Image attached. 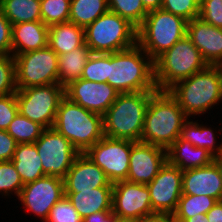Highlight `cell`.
I'll return each instance as SVG.
<instances>
[{
    "label": "cell",
    "mask_w": 222,
    "mask_h": 222,
    "mask_svg": "<svg viewBox=\"0 0 222 222\" xmlns=\"http://www.w3.org/2000/svg\"><path fill=\"white\" fill-rule=\"evenodd\" d=\"M108 84L118 93L157 91L154 61L138 44L108 54Z\"/></svg>",
    "instance_id": "1"
},
{
    "label": "cell",
    "mask_w": 222,
    "mask_h": 222,
    "mask_svg": "<svg viewBox=\"0 0 222 222\" xmlns=\"http://www.w3.org/2000/svg\"><path fill=\"white\" fill-rule=\"evenodd\" d=\"M189 117L168 91H156L150 98L141 141L168 149L179 137Z\"/></svg>",
    "instance_id": "2"
},
{
    "label": "cell",
    "mask_w": 222,
    "mask_h": 222,
    "mask_svg": "<svg viewBox=\"0 0 222 222\" xmlns=\"http://www.w3.org/2000/svg\"><path fill=\"white\" fill-rule=\"evenodd\" d=\"M168 92L189 118L206 114L222 102V66L208 65L204 70L177 82Z\"/></svg>",
    "instance_id": "3"
},
{
    "label": "cell",
    "mask_w": 222,
    "mask_h": 222,
    "mask_svg": "<svg viewBox=\"0 0 222 222\" xmlns=\"http://www.w3.org/2000/svg\"><path fill=\"white\" fill-rule=\"evenodd\" d=\"M156 91L119 93L103 115L104 136L114 139L141 141L145 113Z\"/></svg>",
    "instance_id": "4"
},
{
    "label": "cell",
    "mask_w": 222,
    "mask_h": 222,
    "mask_svg": "<svg viewBox=\"0 0 222 222\" xmlns=\"http://www.w3.org/2000/svg\"><path fill=\"white\" fill-rule=\"evenodd\" d=\"M53 128L79 153H85L104 137L103 116L86 110L66 96L60 102Z\"/></svg>",
    "instance_id": "5"
},
{
    "label": "cell",
    "mask_w": 222,
    "mask_h": 222,
    "mask_svg": "<svg viewBox=\"0 0 222 222\" xmlns=\"http://www.w3.org/2000/svg\"><path fill=\"white\" fill-rule=\"evenodd\" d=\"M208 64L187 35L154 60V80L158 91H168L177 82L204 70Z\"/></svg>",
    "instance_id": "6"
},
{
    "label": "cell",
    "mask_w": 222,
    "mask_h": 222,
    "mask_svg": "<svg viewBox=\"0 0 222 222\" xmlns=\"http://www.w3.org/2000/svg\"><path fill=\"white\" fill-rule=\"evenodd\" d=\"M187 22L162 8L150 11L137 28V44L154 61L186 36Z\"/></svg>",
    "instance_id": "7"
},
{
    "label": "cell",
    "mask_w": 222,
    "mask_h": 222,
    "mask_svg": "<svg viewBox=\"0 0 222 222\" xmlns=\"http://www.w3.org/2000/svg\"><path fill=\"white\" fill-rule=\"evenodd\" d=\"M91 53L111 54L137 44V28L127 19L107 11L84 29Z\"/></svg>",
    "instance_id": "8"
},
{
    "label": "cell",
    "mask_w": 222,
    "mask_h": 222,
    "mask_svg": "<svg viewBox=\"0 0 222 222\" xmlns=\"http://www.w3.org/2000/svg\"><path fill=\"white\" fill-rule=\"evenodd\" d=\"M18 112L44 129L53 128L65 87L60 84L32 86L16 91Z\"/></svg>",
    "instance_id": "9"
},
{
    "label": "cell",
    "mask_w": 222,
    "mask_h": 222,
    "mask_svg": "<svg viewBox=\"0 0 222 222\" xmlns=\"http://www.w3.org/2000/svg\"><path fill=\"white\" fill-rule=\"evenodd\" d=\"M17 90L59 84L58 55L49 46L15 57Z\"/></svg>",
    "instance_id": "10"
},
{
    "label": "cell",
    "mask_w": 222,
    "mask_h": 222,
    "mask_svg": "<svg viewBox=\"0 0 222 222\" xmlns=\"http://www.w3.org/2000/svg\"><path fill=\"white\" fill-rule=\"evenodd\" d=\"M34 144L42 161L45 176L64 179L75 158L80 154L72 143L54 128L44 129Z\"/></svg>",
    "instance_id": "11"
},
{
    "label": "cell",
    "mask_w": 222,
    "mask_h": 222,
    "mask_svg": "<svg viewBox=\"0 0 222 222\" xmlns=\"http://www.w3.org/2000/svg\"><path fill=\"white\" fill-rule=\"evenodd\" d=\"M134 141L104 136L86 152V156L97 164L111 183L127 180L130 152Z\"/></svg>",
    "instance_id": "12"
},
{
    "label": "cell",
    "mask_w": 222,
    "mask_h": 222,
    "mask_svg": "<svg viewBox=\"0 0 222 222\" xmlns=\"http://www.w3.org/2000/svg\"><path fill=\"white\" fill-rule=\"evenodd\" d=\"M65 196L64 179L56 176H44L34 182L27 183L19 193L18 200L24 211L45 221L51 208Z\"/></svg>",
    "instance_id": "13"
},
{
    "label": "cell",
    "mask_w": 222,
    "mask_h": 222,
    "mask_svg": "<svg viewBox=\"0 0 222 222\" xmlns=\"http://www.w3.org/2000/svg\"><path fill=\"white\" fill-rule=\"evenodd\" d=\"M182 173L183 171L167 161L156 177L147 184L154 212L172 215L176 211L182 196Z\"/></svg>",
    "instance_id": "14"
},
{
    "label": "cell",
    "mask_w": 222,
    "mask_h": 222,
    "mask_svg": "<svg viewBox=\"0 0 222 222\" xmlns=\"http://www.w3.org/2000/svg\"><path fill=\"white\" fill-rule=\"evenodd\" d=\"M112 212L122 221L153 213L147 185L126 180L113 183Z\"/></svg>",
    "instance_id": "15"
},
{
    "label": "cell",
    "mask_w": 222,
    "mask_h": 222,
    "mask_svg": "<svg viewBox=\"0 0 222 222\" xmlns=\"http://www.w3.org/2000/svg\"><path fill=\"white\" fill-rule=\"evenodd\" d=\"M167 150L144 142H135L130 152L128 182L150 183L167 162Z\"/></svg>",
    "instance_id": "16"
},
{
    "label": "cell",
    "mask_w": 222,
    "mask_h": 222,
    "mask_svg": "<svg viewBox=\"0 0 222 222\" xmlns=\"http://www.w3.org/2000/svg\"><path fill=\"white\" fill-rule=\"evenodd\" d=\"M118 94L108 83H96L81 78L65 87V96L72 102L101 116L115 102Z\"/></svg>",
    "instance_id": "17"
},
{
    "label": "cell",
    "mask_w": 222,
    "mask_h": 222,
    "mask_svg": "<svg viewBox=\"0 0 222 222\" xmlns=\"http://www.w3.org/2000/svg\"><path fill=\"white\" fill-rule=\"evenodd\" d=\"M186 35L208 65L222 66V28L197 17L187 22Z\"/></svg>",
    "instance_id": "18"
},
{
    "label": "cell",
    "mask_w": 222,
    "mask_h": 222,
    "mask_svg": "<svg viewBox=\"0 0 222 222\" xmlns=\"http://www.w3.org/2000/svg\"><path fill=\"white\" fill-rule=\"evenodd\" d=\"M98 187H113V183L85 153H80L64 178L65 192H80Z\"/></svg>",
    "instance_id": "19"
},
{
    "label": "cell",
    "mask_w": 222,
    "mask_h": 222,
    "mask_svg": "<svg viewBox=\"0 0 222 222\" xmlns=\"http://www.w3.org/2000/svg\"><path fill=\"white\" fill-rule=\"evenodd\" d=\"M182 194L205 195L221 201L222 180L215 164L183 171Z\"/></svg>",
    "instance_id": "20"
},
{
    "label": "cell",
    "mask_w": 222,
    "mask_h": 222,
    "mask_svg": "<svg viewBox=\"0 0 222 222\" xmlns=\"http://www.w3.org/2000/svg\"><path fill=\"white\" fill-rule=\"evenodd\" d=\"M48 29L42 21L12 25V55L39 50L48 46Z\"/></svg>",
    "instance_id": "21"
},
{
    "label": "cell",
    "mask_w": 222,
    "mask_h": 222,
    "mask_svg": "<svg viewBox=\"0 0 222 222\" xmlns=\"http://www.w3.org/2000/svg\"><path fill=\"white\" fill-rule=\"evenodd\" d=\"M113 187H98L80 192H65V196L84 219L101 211H112Z\"/></svg>",
    "instance_id": "22"
},
{
    "label": "cell",
    "mask_w": 222,
    "mask_h": 222,
    "mask_svg": "<svg viewBox=\"0 0 222 222\" xmlns=\"http://www.w3.org/2000/svg\"><path fill=\"white\" fill-rule=\"evenodd\" d=\"M168 162L181 171L200 168L213 162V155L206 149L191 145L180 137L167 149Z\"/></svg>",
    "instance_id": "23"
},
{
    "label": "cell",
    "mask_w": 222,
    "mask_h": 222,
    "mask_svg": "<svg viewBox=\"0 0 222 222\" xmlns=\"http://www.w3.org/2000/svg\"><path fill=\"white\" fill-rule=\"evenodd\" d=\"M85 43L84 28L72 22L57 23L49 26L48 46L62 55L71 52Z\"/></svg>",
    "instance_id": "24"
},
{
    "label": "cell",
    "mask_w": 222,
    "mask_h": 222,
    "mask_svg": "<svg viewBox=\"0 0 222 222\" xmlns=\"http://www.w3.org/2000/svg\"><path fill=\"white\" fill-rule=\"evenodd\" d=\"M23 185L44 177L42 161L34 143L17 144L12 158Z\"/></svg>",
    "instance_id": "25"
},
{
    "label": "cell",
    "mask_w": 222,
    "mask_h": 222,
    "mask_svg": "<svg viewBox=\"0 0 222 222\" xmlns=\"http://www.w3.org/2000/svg\"><path fill=\"white\" fill-rule=\"evenodd\" d=\"M206 126V124L204 126L203 123H198V120L193 121L188 118L183 124L180 138L195 147L206 149L213 156L218 155L222 153V141L216 142L218 135L214 133V128Z\"/></svg>",
    "instance_id": "26"
},
{
    "label": "cell",
    "mask_w": 222,
    "mask_h": 222,
    "mask_svg": "<svg viewBox=\"0 0 222 222\" xmlns=\"http://www.w3.org/2000/svg\"><path fill=\"white\" fill-rule=\"evenodd\" d=\"M91 51L84 43L77 49L58 56L59 84L63 87L81 78L86 61Z\"/></svg>",
    "instance_id": "27"
},
{
    "label": "cell",
    "mask_w": 222,
    "mask_h": 222,
    "mask_svg": "<svg viewBox=\"0 0 222 222\" xmlns=\"http://www.w3.org/2000/svg\"><path fill=\"white\" fill-rule=\"evenodd\" d=\"M0 8L11 25L42 21L40 0H0Z\"/></svg>",
    "instance_id": "28"
},
{
    "label": "cell",
    "mask_w": 222,
    "mask_h": 222,
    "mask_svg": "<svg viewBox=\"0 0 222 222\" xmlns=\"http://www.w3.org/2000/svg\"><path fill=\"white\" fill-rule=\"evenodd\" d=\"M108 10L107 0H71L69 22L85 29Z\"/></svg>",
    "instance_id": "29"
},
{
    "label": "cell",
    "mask_w": 222,
    "mask_h": 222,
    "mask_svg": "<svg viewBox=\"0 0 222 222\" xmlns=\"http://www.w3.org/2000/svg\"><path fill=\"white\" fill-rule=\"evenodd\" d=\"M216 202L210 196L182 194L172 219H187L199 213L206 214Z\"/></svg>",
    "instance_id": "30"
},
{
    "label": "cell",
    "mask_w": 222,
    "mask_h": 222,
    "mask_svg": "<svg viewBox=\"0 0 222 222\" xmlns=\"http://www.w3.org/2000/svg\"><path fill=\"white\" fill-rule=\"evenodd\" d=\"M44 128L36 122L29 120L19 112L9 124L7 132L18 144L35 143Z\"/></svg>",
    "instance_id": "31"
},
{
    "label": "cell",
    "mask_w": 222,
    "mask_h": 222,
    "mask_svg": "<svg viewBox=\"0 0 222 222\" xmlns=\"http://www.w3.org/2000/svg\"><path fill=\"white\" fill-rule=\"evenodd\" d=\"M107 3L109 11L127 19L136 28L148 14L142 0H107Z\"/></svg>",
    "instance_id": "32"
},
{
    "label": "cell",
    "mask_w": 222,
    "mask_h": 222,
    "mask_svg": "<svg viewBox=\"0 0 222 222\" xmlns=\"http://www.w3.org/2000/svg\"><path fill=\"white\" fill-rule=\"evenodd\" d=\"M71 0H40L42 22L47 25L69 21Z\"/></svg>",
    "instance_id": "33"
},
{
    "label": "cell",
    "mask_w": 222,
    "mask_h": 222,
    "mask_svg": "<svg viewBox=\"0 0 222 222\" xmlns=\"http://www.w3.org/2000/svg\"><path fill=\"white\" fill-rule=\"evenodd\" d=\"M81 79L108 83V54L91 53L86 61Z\"/></svg>",
    "instance_id": "34"
},
{
    "label": "cell",
    "mask_w": 222,
    "mask_h": 222,
    "mask_svg": "<svg viewBox=\"0 0 222 222\" xmlns=\"http://www.w3.org/2000/svg\"><path fill=\"white\" fill-rule=\"evenodd\" d=\"M23 186L12 161H0V194L11 196L10 193L14 192L13 194L18 197Z\"/></svg>",
    "instance_id": "35"
},
{
    "label": "cell",
    "mask_w": 222,
    "mask_h": 222,
    "mask_svg": "<svg viewBox=\"0 0 222 222\" xmlns=\"http://www.w3.org/2000/svg\"><path fill=\"white\" fill-rule=\"evenodd\" d=\"M16 64L13 55H0V96L16 93Z\"/></svg>",
    "instance_id": "36"
},
{
    "label": "cell",
    "mask_w": 222,
    "mask_h": 222,
    "mask_svg": "<svg viewBox=\"0 0 222 222\" xmlns=\"http://www.w3.org/2000/svg\"><path fill=\"white\" fill-rule=\"evenodd\" d=\"M200 0H163L161 8L191 21L199 16Z\"/></svg>",
    "instance_id": "37"
},
{
    "label": "cell",
    "mask_w": 222,
    "mask_h": 222,
    "mask_svg": "<svg viewBox=\"0 0 222 222\" xmlns=\"http://www.w3.org/2000/svg\"><path fill=\"white\" fill-rule=\"evenodd\" d=\"M44 222H83L82 217L66 196H63L50 210Z\"/></svg>",
    "instance_id": "38"
},
{
    "label": "cell",
    "mask_w": 222,
    "mask_h": 222,
    "mask_svg": "<svg viewBox=\"0 0 222 222\" xmlns=\"http://www.w3.org/2000/svg\"><path fill=\"white\" fill-rule=\"evenodd\" d=\"M199 18L217 28H222V0H200Z\"/></svg>",
    "instance_id": "39"
},
{
    "label": "cell",
    "mask_w": 222,
    "mask_h": 222,
    "mask_svg": "<svg viewBox=\"0 0 222 222\" xmlns=\"http://www.w3.org/2000/svg\"><path fill=\"white\" fill-rule=\"evenodd\" d=\"M18 113L16 94L0 96V130H7Z\"/></svg>",
    "instance_id": "40"
},
{
    "label": "cell",
    "mask_w": 222,
    "mask_h": 222,
    "mask_svg": "<svg viewBox=\"0 0 222 222\" xmlns=\"http://www.w3.org/2000/svg\"><path fill=\"white\" fill-rule=\"evenodd\" d=\"M12 25L0 8V55H12Z\"/></svg>",
    "instance_id": "41"
},
{
    "label": "cell",
    "mask_w": 222,
    "mask_h": 222,
    "mask_svg": "<svg viewBox=\"0 0 222 222\" xmlns=\"http://www.w3.org/2000/svg\"><path fill=\"white\" fill-rule=\"evenodd\" d=\"M17 144L7 131L0 130V161L12 160Z\"/></svg>",
    "instance_id": "42"
},
{
    "label": "cell",
    "mask_w": 222,
    "mask_h": 222,
    "mask_svg": "<svg viewBox=\"0 0 222 222\" xmlns=\"http://www.w3.org/2000/svg\"><path fill=\"white\" fill-rule=\"evenodd\" d=\"M122 220L112 211H101L86 216L83 222H121Z\"/></svg>",
    "instance_id": "43"
},
{
    "label": "cell",
    "mask_w": 222,
    "mask_h": 222,
    "mask_svg": "<svg viewBox=\"0 0 222 222\" xmlns=\"http://www.w3.org/2000/svg\"><path fill=\"white\" fill-rule=\"evenodd\" d=\"M129 222H172V215L163 212H153L130 220Z\"/></svg>",
    "instance_id": "44"
},
{
    "label": "cell",
    "mask_w": 222,
    "mask_h": 222,
    "mask_svg": "<svg viewBox=\"0 0 222 222\" xmlns=\"http://www.w3.org/2000/svg\"><path fill=\"white\" fill-rule=\"evenodd\" d=\"M206 216L209 222H222V201H217Z\"/></svg>",
    "instance_id": "45"
},
{
    "label": "cell",
    "mask_w": 222,
    "mask_h": 222,
    "mask_svg": "<svg viewBox=\"0 0 222 222\" xmlns=\"http://www.w3.org/2000/svg\"><path fill=\"white\" fill-rule=\"evenodd\" d=\"M143 6L147 12L161 9L163 0H142Z\"/></svg>",
    "instance_id": "46"
},
{
    "label": "cell",
    "mask_w": 222,
    "mask_h": 222,
    "mask_svg": "<svg viewBox=\"0 0 222 222\" xmlns=\"http://www.w3.org/2000/svg\"><path fill=\"white\" fill-rule=\"evenodd\" d=\"M172 222H209L206 214H197L187 219H172Z\"/></svg>",
    "instance_id": "47"
},
{
    "label": "cell",
    "mask_w": 222,
    "mask_h": 222,
    "mask_svg": "<svg viewBox=\"0 0 222 222\" xmlns=\"http://www.w3.org/2000/svg\"><path fill=\"white\" fill-rule=\"evenodd\" d=\"M213 163L217 167L220 177H221V180H222V153L213 156ZM221 201H222V199H221Z\"/></svg>",
    "instance_id": "48"
}]
</instances>
